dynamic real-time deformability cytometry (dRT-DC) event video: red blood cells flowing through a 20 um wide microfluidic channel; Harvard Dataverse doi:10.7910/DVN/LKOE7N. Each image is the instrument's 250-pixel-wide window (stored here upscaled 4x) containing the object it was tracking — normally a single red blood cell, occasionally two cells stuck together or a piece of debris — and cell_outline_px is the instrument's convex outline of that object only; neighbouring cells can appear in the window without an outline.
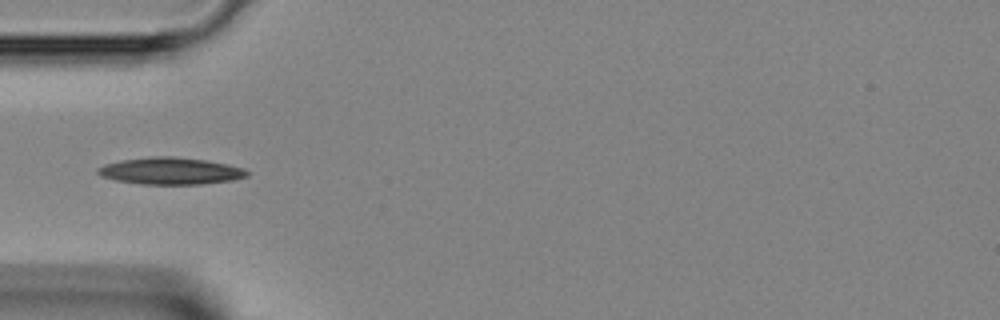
{"species": "Egyptian fruit bat (a non-hibernating species)", "species_latin": "Rousettus aegyptiacus", "temperature_condition": "room temperature", "stored_images_in_passage": 24, "camera_frame_rate_fps": 3000, "um_per_image_px": 0.085, "animal": {"sex": "female"}, "frame": {"image": 1, "passage_image": 1, "time_ms": 0.0, "image_size_px": [1000, 320], "cell_outline_px": [[248, 176], [232, 180], [200, 184], [140, 184], [116, 180], [100, 176], [96, 172], [96, 168], [104, 164], [120, 160], [152, 156], [172, 156], [208, 160], [228, 164], [244, 168], [248, 172]], "centroid_in_image_um": [14.47, 14.52], "position_along_channel_um": 70.5, "area_um2": 23.58}}
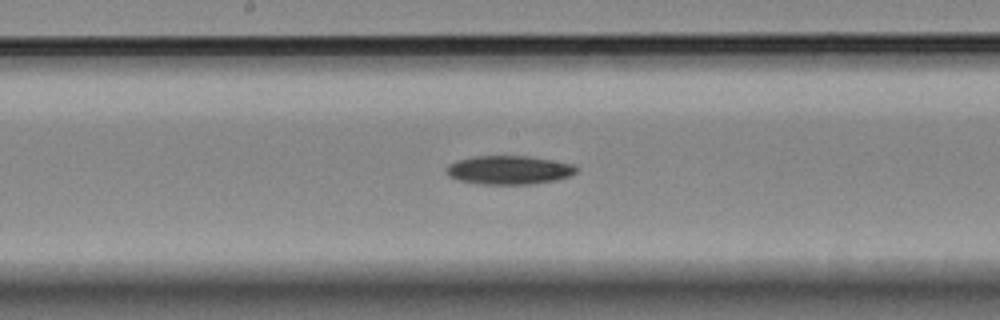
{"frame": {"image": 2, "passage_image": 10, "time_ms": 3.0, "image_size_px": [1000, 320], "cell_outline_px": [[580, 168], [572, 176], [556, 180], [532, 184], [480, 184], [460, 180], [448, 176], [444, 168], [448, 164], [456, 160], [472, 156], [528, 156], [552, 160], [572, 164]], "centroid_in_image_um": [43.26, 14.45], "position_along_channel_um": 204.9, "area_um2": 21.96}}
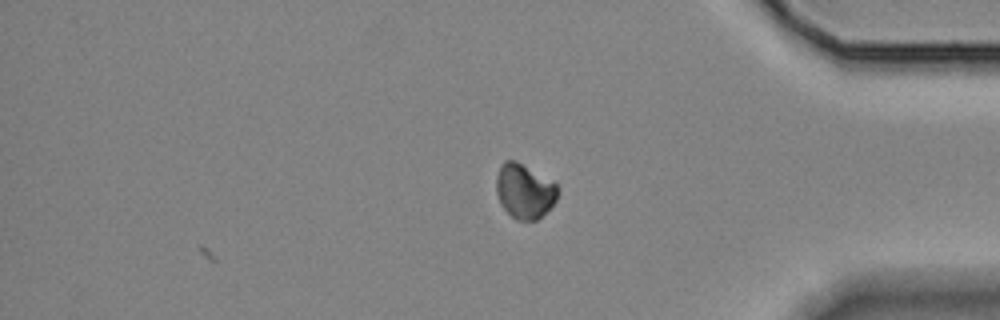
{"frame": {"image": 3, "passage_image": 24, "time_ms": 7.667, "image_size_px": [1000, 320], "cell_outline_px": [[556, 200], [536, 220], [516, 220], [500, 204], [496, 192], [496, 176], [504, 160], [516, 160], [556, 184]], "centroid_in_image_um": [44.52, 16.24], "position_along_channel_um": 390.7, "area_um2": 19.07}}